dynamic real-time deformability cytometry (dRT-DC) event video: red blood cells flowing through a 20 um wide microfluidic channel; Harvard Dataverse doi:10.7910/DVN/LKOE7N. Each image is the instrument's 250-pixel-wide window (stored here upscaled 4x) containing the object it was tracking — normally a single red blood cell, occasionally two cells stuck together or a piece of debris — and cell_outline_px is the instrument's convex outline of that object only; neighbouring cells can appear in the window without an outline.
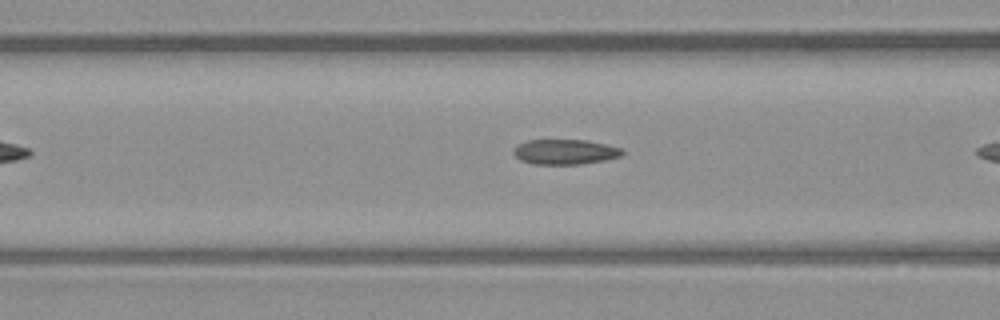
{"species": "common noctule bat (a hibernating species)", "species_latin": "Nyctalus noctula", "temperature_condition": "warm", "stored_images_in_passage": 8, "camera_frame_rate_fps": 3000, "um_per_image_px": 0.085, "animal": {"sex": "male", "body_mass_g": 23.1, "forearm_length_mm": 52.7}, "frame": {"image": 1, "passage_image": 7, "time_ms": 2.0, "image_size_px": [1000, 320], "cell_outline_px": [[624, 152], [620, 156], [604, 160], [580, 164], [532, 164], [520, 160], [512, 152], [520, 144], [528, 140], [588, 140], [620, 148]], "centroid_in_image_um": [48.02, 12.91], "position_along_channel_um": 118.6, "area_um2": 15.66}}